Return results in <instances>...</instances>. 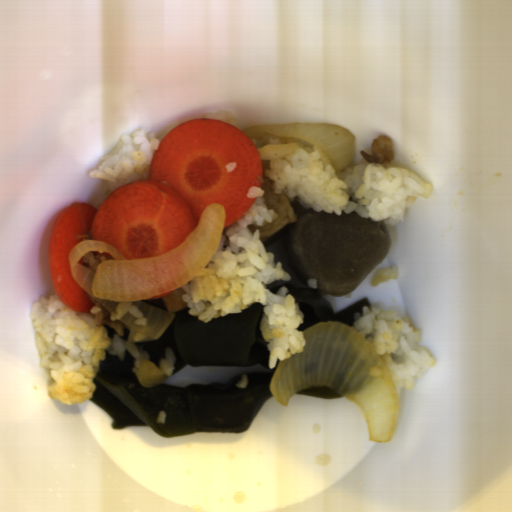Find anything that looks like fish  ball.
<instances>
[{"instance_id":"fish-ball-1","label":"fish ball","mask_w":512,"mask_h":512,"mask_svg":"<svg viewBox=\"0 0 512 512\" xmlns=\"http://www.w3.org/2000/svg\"><path fill=\"white\" fill-rule=\"evenodd\" d=\"M262 161V181L260 189L264 191L263 197L267 208L276 212L278 218L267 222L262 226H248L252 235L259 230L260 241L280 232L288 223L296 222V215L285 195V193H275L272 189L273 180L266 176V169H270L271 159H261Z\"/></svg>"},{"instance_id":"fish-ball-2","label":"fish ball","mask_w":512,"mask_h":512,"mask_svg":"<svg viewBox=\"0 0 512 512\" xmlns=\"http://www.w3.org/2000/svg\"><path fill=\"white\" fill-rule=\"evenodd\" d=\"M183 286L177 287V289L169 295L161 297L170 314L188 307V303L183 300V294H186Z\"/></svg>"}]
</instances>
